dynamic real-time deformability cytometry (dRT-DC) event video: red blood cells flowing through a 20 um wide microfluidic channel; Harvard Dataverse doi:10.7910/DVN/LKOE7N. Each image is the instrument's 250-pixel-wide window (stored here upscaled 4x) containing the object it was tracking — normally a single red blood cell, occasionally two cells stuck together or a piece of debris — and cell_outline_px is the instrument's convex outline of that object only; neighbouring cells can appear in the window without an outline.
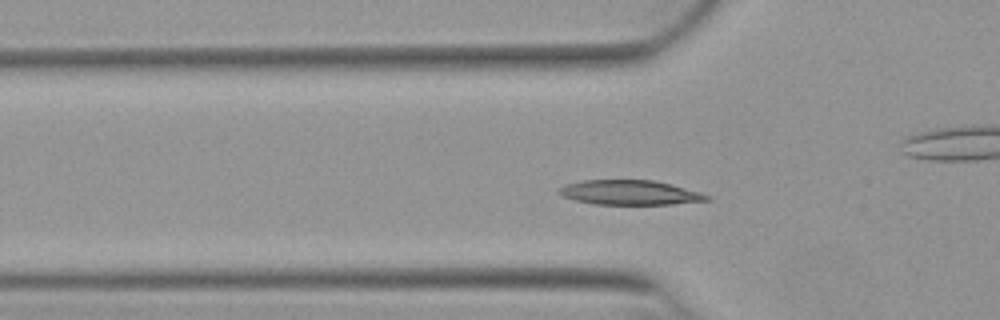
{"species": "Egyptian fruit bat (a non-hibernating species)", "species_latin": "Rousettus aegyptiacus", "temperature_condition": "warm", "stored_images_in_passage": 47, "camera_frame_rate_fps": 3000, "um_per_image_px": 0.085, "animal": {"sex": "female"}, "frame": {"image": 1, "passage_image": 11, "time_ms": 3.333, "image_size_px": [1000, 320], "cell_outline_px": [[712, 200], [672, 204], [592, 204], [560, 196], [556, 192], [556, 188], [568, 184], [584, 180], [652, 180], [672, 184], [700, 192], [712, 196]], "centroid_in_image_um": [53.53, 16.37], "position_along_channel_um": 72.3, "area_um2": 21.39}}
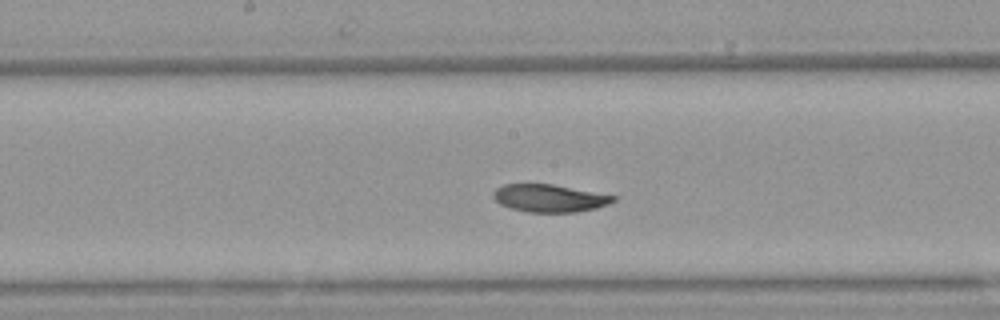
{"frame": {"image": 2, "passage_image": 21, "time_ms": 6.667, "image_size_px": [1000, 320], "cell_outline_px": [[616, 200], [608, 204], [596, 208], [576, 212], [528, 212], [512, 208], [500, 204], [492, 196], [492, 192], [496, 188], [504, 184], [552, 184], [616, 196]], "centroid_in_image_um": [46.69, 16.84], "position_along_channel_um": 201.5, "area_um2": 19.19}}
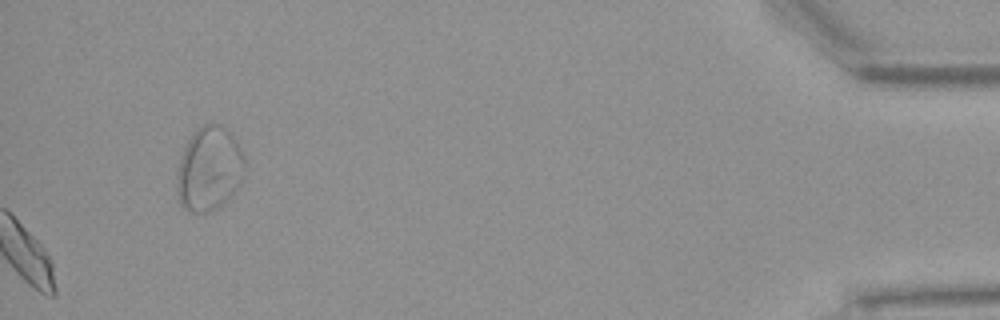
{"frame": {"image": 3, "passage_image": 47, "time_ms": 15.333, "image_size_px": [1000, 320], "cell_outline_px": [[244, 168], [240, 184], [216, 208], [208, 212], [188, 212], [180, 204], [176, 192], [176, 176], [180, 156], [188, 140], [196, 128], [204, 124], [220, 124], [228, 128], [232, 132], [240, 144], [244, 156]], "centroid_in_image_um": [17.76, 14.31], "position_along_channel_um": 417.4, "area_um2": 33.52}, "authors_computed_cell_mechanics": {"area_um2": 20.4034, "velocity_mm_per_s": 3.8845, "shape_relaxation_time_tau1_ms": 2.9022, "shape_relaxation_time_tau2_ms": 5.6576, "deformation_change_tau1": 0.1392, "deformation_change_tau2": 0.0915}}